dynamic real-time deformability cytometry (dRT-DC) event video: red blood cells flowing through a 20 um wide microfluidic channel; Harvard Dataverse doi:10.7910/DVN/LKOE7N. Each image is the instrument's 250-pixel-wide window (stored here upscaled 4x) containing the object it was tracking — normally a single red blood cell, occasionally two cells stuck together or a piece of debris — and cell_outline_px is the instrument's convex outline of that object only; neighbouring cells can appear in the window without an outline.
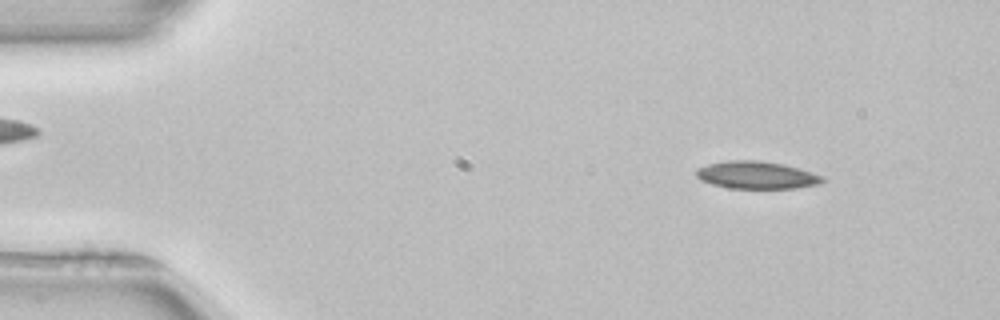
{"species": "common noctule bat (a hibernating species)", "species_latin": "Nyctalus noctula", "temperature_condition": "room temperature", "stored_images_in_passage": 50, "camera_frame_rate_fps": 3000, "um_per_image_px": 0.085, "animal": {"sex": "female", "body_mass_g": 22.7, "forearm_length_mm": 54.2}, "frame": {"image": 1, "passage_image": 5, "time_ms": 1.333, "image_size_px": [1000, 320], "cell_outline_px": [[828, 180], [820, 184], [796, 188], [732, 188], [712, 184], [700, 180], [696, 176], [696, 168], [708, 164], [728, 160], [756, 160], [784, 164], [824, 176]], "centroid_in_image_um": [64.33, 14.88], "position_along_channel_um": 20.7, "area_um2": 20.29}}
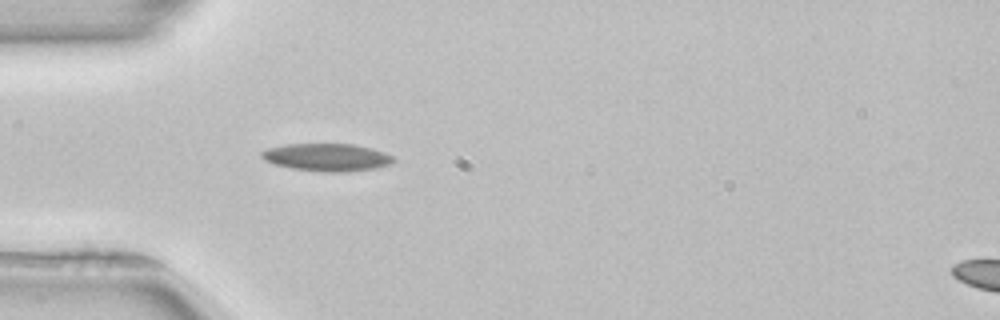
{"frame": {"image": 2, "passage_image": 14, "time_ms": 4.333, "image_size_px": [1000, 320], "cell_outline_px": [[396, 160], [392, 164], [372, 168], [344, 172], [320, 172], [292, 168], [276, 164], [264, 160], [260, 156], [260, 152], [268, 148], [284, 144], [352, 144], [372, 148], [384, 152], [392, 156]], "centroid_in_image_um": [27.78, 13.36], "position_along_channel_um": 57.2, "area_um2": 21.21}, "authors_computed_cell_mechanics": {"area_um2": 19.7676, "velocity_mm_per_s": 3.9857, "shape_relaxation_time_tau1_ms": 7.4439, "shape_relaxation_time_tau2_ms": null, "deformation_change_tau1": 0.1769, "deformation_change_tau2": null}}